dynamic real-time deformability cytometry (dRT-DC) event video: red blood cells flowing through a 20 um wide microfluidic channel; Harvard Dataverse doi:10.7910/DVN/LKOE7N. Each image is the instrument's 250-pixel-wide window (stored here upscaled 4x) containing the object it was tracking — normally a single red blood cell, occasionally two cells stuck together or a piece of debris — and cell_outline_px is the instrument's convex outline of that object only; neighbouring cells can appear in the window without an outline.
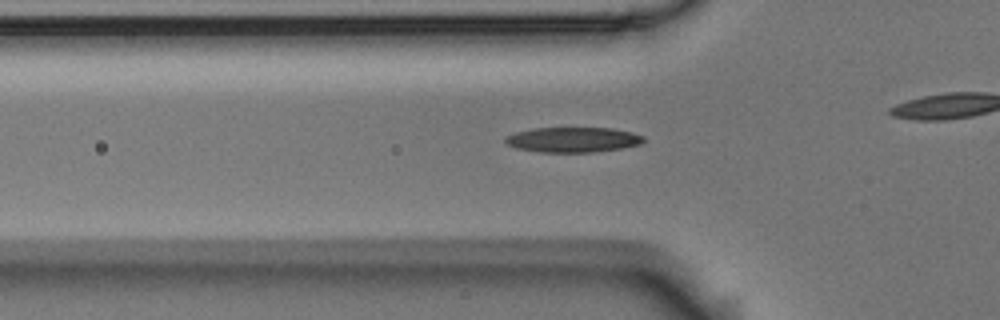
{"species": "Egyptian fruit bat (a non-hibernating species)", "species_latin": "Rousettus aegyptiacus", "temperature_condition": "room temperature", "stored_images_in_passage": 36, "camera_frame_rate_fps": 3000, "um_per_image_px": 0.085, "animal": {"sex": "male"}, "frame": {"image": 1, "passage_image": 10, "time_ms": 3.0, "image_size_px": [1000, 320], "cell_outline_px": [[644, 140], [640, 144], [620, 148], [596, 152], [540, 152], [516, 148], [508, 144], [504, 140], [504, 136], [516, 132], [536, 128], [612, 128], [632, 132], [644, 136]], "centroid_in_image_um": [48.69, 11.87], "position_along_channel_um": 77.1, "area_um2": 20.17}}
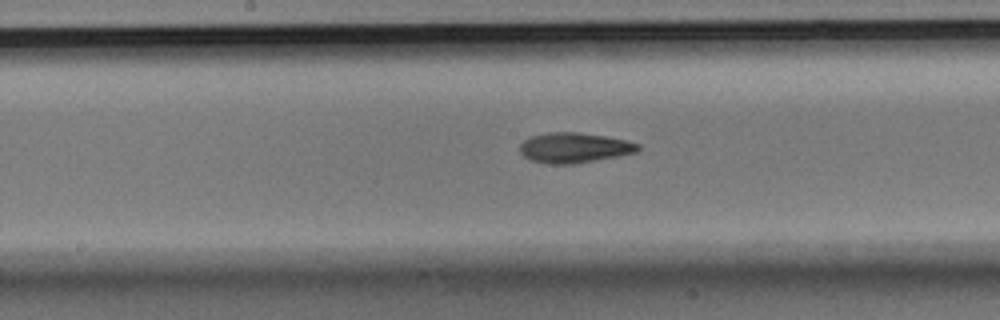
{"frame": {"image": 2, "passage_image": 20, "time_ms": 6.333, "image_size_px": [1000, 320], "cell_outline_px": [[640, 148], [636, 152], [620, 156], [572, 164], [544, 164], [532, 160], [524, 156], [520, 152], [520, 144], [528, 136], [548, 132], [580, 132], [628, 140], [640, 144]], "centroid_in_image_um": [48.8, 12.55], "position_along_channel_um": 199.4, "area_um2": 20.98}}
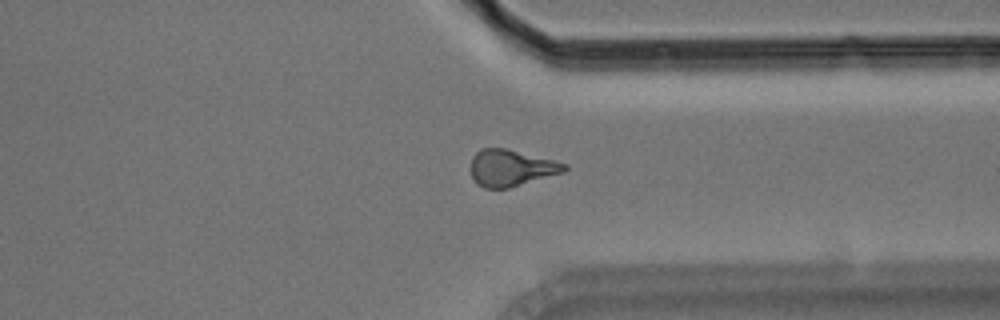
{"frame": {"image": 3, "passage_image": 34, "time_ms": 11.0, "image_size_px": [1000, 320], "cell_outline_px": [[568, 168], [564, 172], [508, 188], [484, 188], [476, 184], [472, 176], [472, 156], [480, 148], [504, 148], [568, 164]], "centroid_in_image_um": [43.43, 14.28], "position_along_channel_um": 368.0, "area_um2": 19.71}}